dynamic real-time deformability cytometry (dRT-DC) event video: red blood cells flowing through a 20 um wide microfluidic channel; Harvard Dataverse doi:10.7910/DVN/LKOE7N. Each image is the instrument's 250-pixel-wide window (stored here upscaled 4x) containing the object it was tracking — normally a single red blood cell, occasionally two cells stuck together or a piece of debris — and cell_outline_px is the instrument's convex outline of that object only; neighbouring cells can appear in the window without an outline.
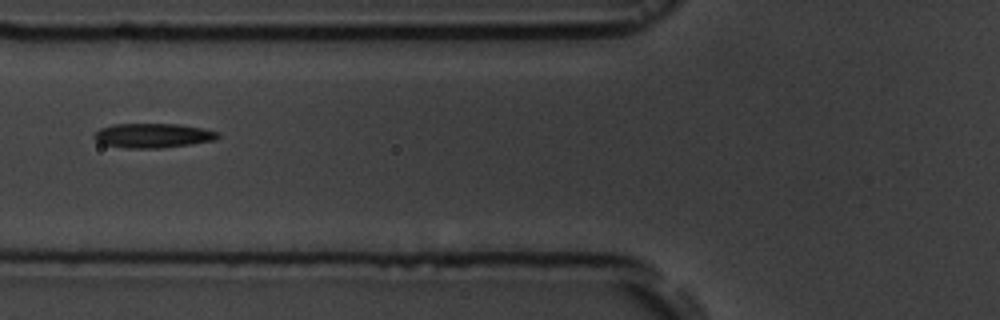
{"species": "common noctule bat (a hibernating species)", "species_latin": "Nyctalus noctula", "temperature_condition": "room temperature", "stored_images_in_passage": 4, "camera_frame_rate_fps": 3000, "um_per_image_px": 0.085, "animal": {"sex": "male", "body_mass_g": 19.5, "forearm_length_mm": 54.6}, "frame": {"image": 1, "passage_image": 4, "time_ms": 3.333, "image_size_px": [1000, 320], "cell_outline_px": [[220, 136], [216, 140], [188, 144], [156, 148], [128, 148], [104, 144], [96, 140], [92, 136], [100, 128], [112, 124], [180, 124], [204, 128], [220, 132]], "centroid_in_image_um": [13.02, 11.51], "position_along_channel_um": 112.8, "area_um2": 17.57}}